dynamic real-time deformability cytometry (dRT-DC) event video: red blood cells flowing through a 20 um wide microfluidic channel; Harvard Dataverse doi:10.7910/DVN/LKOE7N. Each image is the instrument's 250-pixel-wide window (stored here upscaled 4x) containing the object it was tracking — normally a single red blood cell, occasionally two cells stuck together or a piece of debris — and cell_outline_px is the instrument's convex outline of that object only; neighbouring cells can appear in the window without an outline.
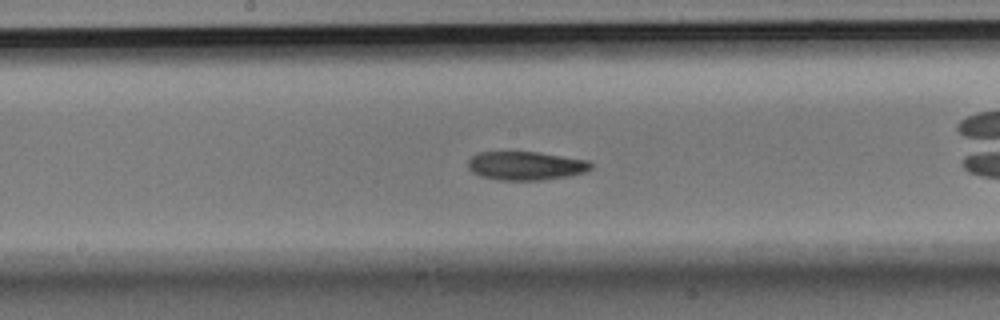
{"species": "Egyptian fruit bat (a non-hibernating species)", "species_latin": "Rousettus aegyptiacus", "temperature_condition": "room temperature", "stored_images_in_passage": 22, "camera_frame_rate_fps": 3000, "um_per_image_px": 0.085, "animal": {"sex": "male"}, "frame": {"image": 1, "passage_image": 7, "time_ms": 2.0, "image_size_px": [1000, 320], "cell_outline_px": [[592, 168], [584, 172], [568, 176], [544, 180], [500, 180], [480, 176], [472, 172], [468, 168], [468, 160], [476, 152], [540, 152], [588, 160], [592, 164]], "centroid_in_image_um": [44.68, 14.08], "position_along_channel_um": 203.5, "area_um2": 20.63}}
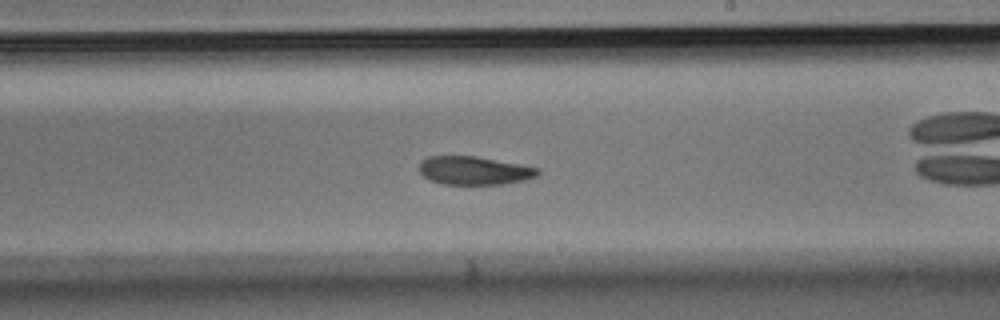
{"frame": {"image": 2, "passage_image": 10, "time_ms": 3.0, "image_size_px": [1000, 320], "cell_outline_px": [[540, 172], [536, 176], [524, 180], [504, 184], [440, 184], [428, 180], [416, 168], [420, 160], [428, 156], [476, 156], [520, 164], [540, 168]], "centroid_in_image_um": [40.25, 14.49], "position_along_channel_um": 248.8, "area_um2": 19.88}}